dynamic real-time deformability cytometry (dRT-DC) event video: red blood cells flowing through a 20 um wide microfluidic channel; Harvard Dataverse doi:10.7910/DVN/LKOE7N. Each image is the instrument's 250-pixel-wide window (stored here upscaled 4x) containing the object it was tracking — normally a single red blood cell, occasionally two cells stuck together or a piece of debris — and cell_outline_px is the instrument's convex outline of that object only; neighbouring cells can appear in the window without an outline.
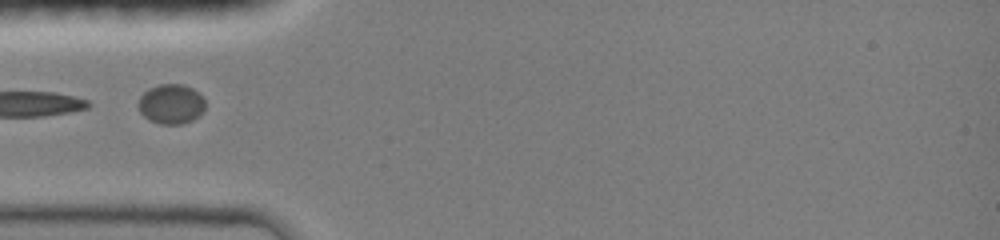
{"species": "common noctule bat (a hibernating species)", "species_latin": "Nyctalus noctula", "temperature_condition": "room temperature", "stored_images_in_passage": 16, "segment_of_instrument_passage": [2, 2], "camera_frame_rate_fps": 3000, "um_per_image_px": 0.085, "animal": {"sex": "female", "body_mass_g": 19.0, "forearm_length_mm": 51.5}, "frame": {"image": 1, "passage_image": 6, "time_ms": 4.667, "image_size_px": [1000, 240], "cell_outline_px": [[204, 108], [192, 120], [180, 124], [160, 124], [148, 120], [140, 112], [140, 96], [148, 88], [160, 84], [184, 84], [192, 88], [204, 100]], "centroid_in_image_um": [14.52, 8.83], "position_along_channel_um": 70.5, "area_um2": 15.2}}
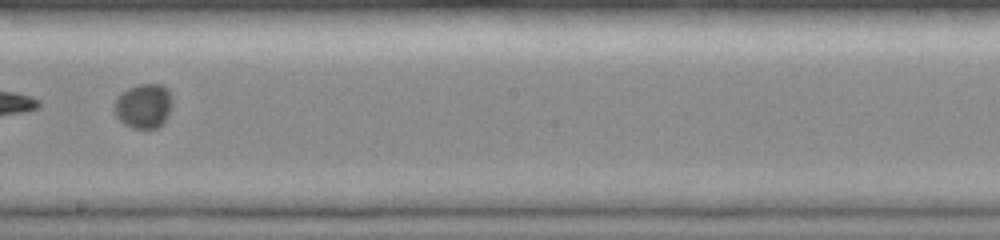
{"frame": {"image": 2, "passage_image": 10, "time_ms": 8.667, "image_size_px": [1000, 240], "cell_outline_px": [[172, 104], [168, 116], [156, 128], [132, 128], [124, 124], [116, 116], [112, 108], [116, 100], [128, 88], [140, 84], [164, 84], [168, 88], [172, 96]], "centroid_in_image_um": [12.23, 8.99], "position_along_channel_um": 236.0, "area_um2": 15.09}}
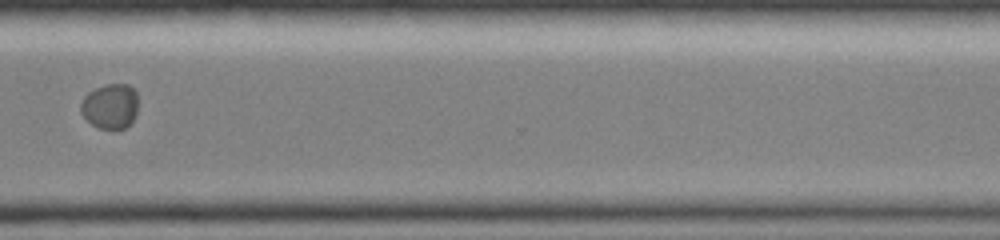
{"frame": {"image": 3, "passage_image": 13, "time_ms": 11.667, "image_size_px": [1000, 240], "cell_outline_px": [[136, 116], [124, 128], [100, 128], [92, 124], [80, 112], [80, 104], [84, 96], [88, 92], [104, 84], [128, 84], [136, 92]], "centroid_in_image_um": [9.34, 9.0], "position_along_channel_um": 361.3, "area_um2": 14.85}}